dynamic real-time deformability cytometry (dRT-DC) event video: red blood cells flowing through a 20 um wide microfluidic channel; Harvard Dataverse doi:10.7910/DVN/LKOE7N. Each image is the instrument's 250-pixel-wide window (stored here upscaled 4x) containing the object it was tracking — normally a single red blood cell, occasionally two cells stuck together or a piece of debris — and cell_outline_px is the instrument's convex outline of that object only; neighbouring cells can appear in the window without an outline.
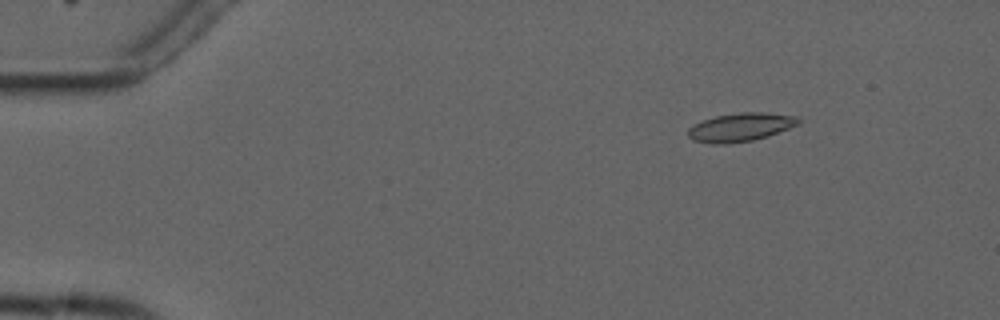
{"species": "common noctule bat (a hibernating species)", "species_latin": "Nyctalus noctula", "temperature_condition": "cold", "stored_images_in_passage": 4, "camera_frame_rate_fps": 3000, "um_per_image_px": 0.085, "animal": {"sex": "male", "forearm_length_mm": 52.5}, "frame": {"image": 1, "passage_image": 1, "time_ms": 0.0, "image_size_px": [1000, 320], "cell_outline_px": [[804, 120], [800, 124], [768, 136], [752, 140], [724, 144], [712, 144], [692, 140], [688, 136], [688, 128], [692, 124], [716, 116], [740, 112], [764, 112], [796, 116]], "centroid_in_image_um": [62.96, 10.81], "position_along_channel_um": 22.0, "area_um2": 18.44}}
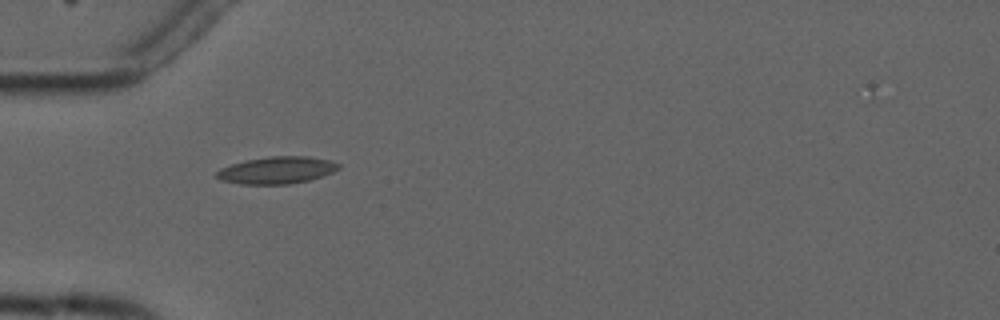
{"frame": {"image": 2, "passage_image": 3, "time_ms": 3.333, "image_size_px": [1000, 320], "cell_outline_px": [[340, 168], [324, 176], [308, 180], [288, 184], [240, 184], [220, 180], [216, 176], [216, 172], [220, 168], [244, 160], [272, 156], [308, 156], [328, 160], [340, 164]], "centroid_in_image_um": [23.52, 14.46], "position_along_channel_um": 61.5, "area_um2": 19.25}}